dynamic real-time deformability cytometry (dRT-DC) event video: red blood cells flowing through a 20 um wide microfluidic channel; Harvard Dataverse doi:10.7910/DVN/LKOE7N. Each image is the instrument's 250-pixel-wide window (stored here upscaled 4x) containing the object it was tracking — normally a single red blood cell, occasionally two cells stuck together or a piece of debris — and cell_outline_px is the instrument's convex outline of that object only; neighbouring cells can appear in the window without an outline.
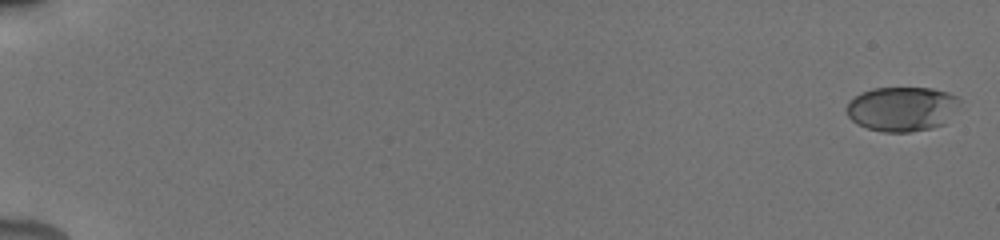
{"species": "human", "species_latin": "Homo sapiens", "temperature_condition": "cold", "stored_images_in_passage": 8, "camera_frame_rate_fps": 3000, "um_per_image_px": 0.085, "donor": {"sex": "male"}, "frame": {"image": 1, "passage_image": 1, "time_ms": 0.0, "image_size_px": [1000, 240], "cell_outline_px": [[960, 100], [956, 108], [944, 124], [932, 128], [908, 132], [884, 132], [868, 128], [856, 124], [848, 116], [848, 100], [860, 92], [872, 88], [932, 88], [948, 92], [960, 96]], "centroid_in_image_um": [76.66, 9.24], "position_along_channel_um": 8.3, "area_um2": 29.48}}
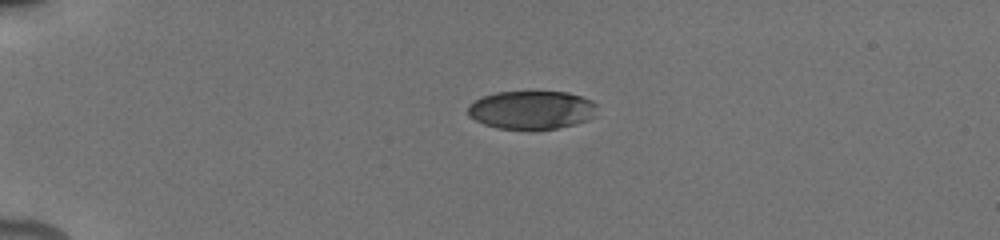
{"frame": {"image": 2, "passage_image": 5, "time_ms": 4.667, "image_size_px": [1000, 240], "cell_outline_px": [[596, 116], [588, 120], [576, 124], [556, 128], [496, 128], [484, 124], [468, 116], [468, 104], [484, 96], [496, 92], [568, 92], [592, 100], [596, 104]], "centroid_in_image_um": [45.21, 9.33], "position_along_channel_um": 39.8, "area_um2": 28.73}}
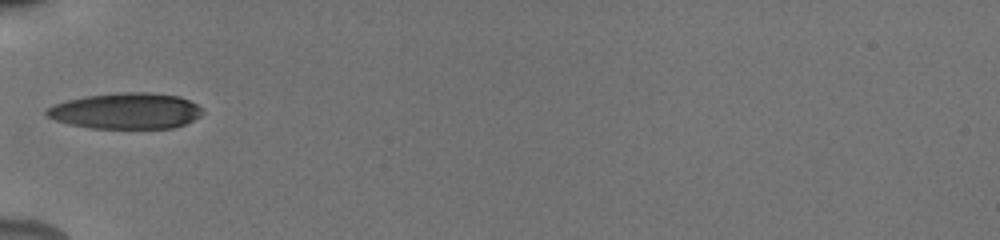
{"frame": {"image": 3, "passage_image": 7, "time_ms": 7.0, "image_size_px": [1000, 240], "cell_outline_px": [[204, 112], [200, 116], [184, 124], [172, 128], [88, 128], [68, 124], [56, 120], [48, 116], [44, 112], [52, 104], [84, 96], [124, 92], [148, 92], [180, 96], [196, 104]], "centroid_in_image_um": [10.69, 9.43], "position_along_channel_um": 74.3, "area_um2": 32.66}}